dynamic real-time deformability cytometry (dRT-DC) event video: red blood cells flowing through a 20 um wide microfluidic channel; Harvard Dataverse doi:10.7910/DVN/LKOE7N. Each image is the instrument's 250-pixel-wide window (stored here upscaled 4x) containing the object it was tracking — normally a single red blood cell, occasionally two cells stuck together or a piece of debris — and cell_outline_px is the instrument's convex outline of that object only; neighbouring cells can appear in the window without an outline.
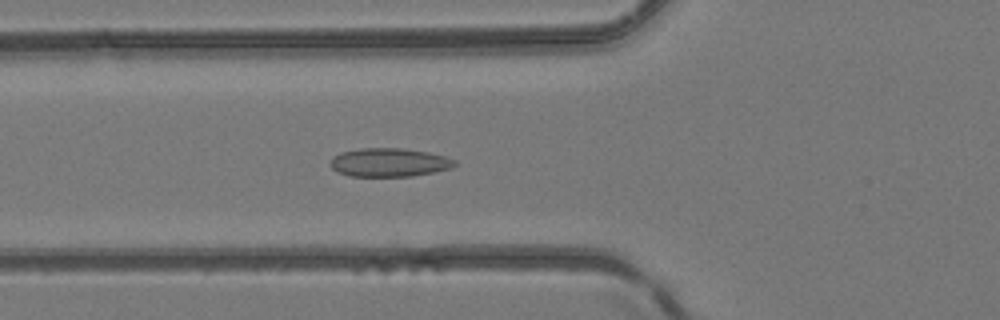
{"species": "common noctule bat (a hibernating species)", "species_latin": "Nyctalus noctula", "temperature_condition": "room temperature", "stored_images_in_passage": 48, "camera_frame_rate_fps": 3000, "um_per_image_px": 0.085, "animal": {"sex": "female", "body_mass_g": 24.6, "forearm_length_mm": 56.2}, "frame": {"image": 1, "passage_image": 18, "time_ms": 5.667, "image_size_px": [1000, 320], "cell_outline_px": [[456, 164], [452, 168], [412, 176], [348, 176], [336, 172], [332, 168], [332, 156], [340, 152], [360, 148], [404, 148], [428, 152], [444, 156], [456, 160]], "centroid_in_image_um": [33.07, 13.8], "position_along_channel_um": 92.7, "area_um2": 20.75}}
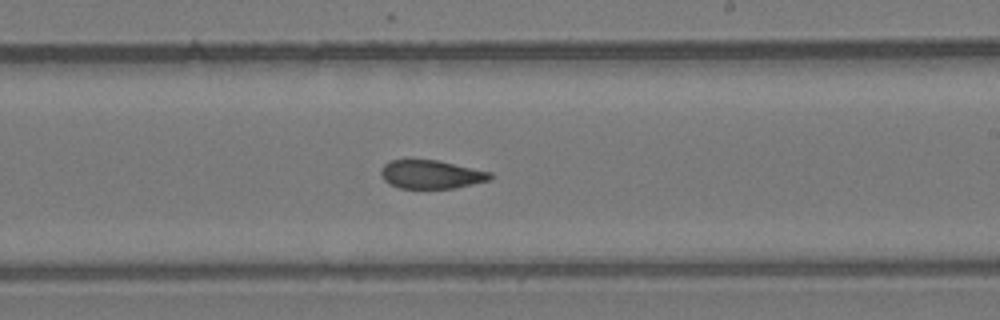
{"frame": {"image": 2, "passage_image": 29, "time_ms": 9.333, "image_size_px": [1000, 320], "cell_outline_px": [[492, 176], [488, 180], [456, 188], [400, 188], [388, 184], [384, 180], [380, 172], [384, 164], [392, 160], [436, 160], [492, 172]], "centroid_in_image_um": [36.63, 14.83], "position_along_channel_um": 252.4, "area_um2": 17.98}}
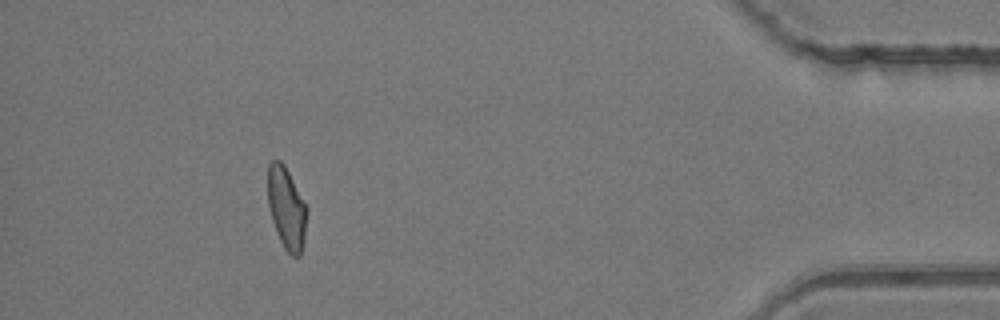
{"frame": {"image": 3, "passage_image": 44, "time_ms": 14.333, "image_size_px": [1000, 320], "cell_outline_px": [[308, 212], [304, 240], [300, 256], [292, 256], [284, 248], [276, 232], [272, 220], [268, 204], [268, 164], [272, 160], [280, 160], [284, 164], [308, 208]], "centroid_in_image_um": [24.36, 17.7], "position_along_channel_um": 410.8, "area_um2": 18.73}}